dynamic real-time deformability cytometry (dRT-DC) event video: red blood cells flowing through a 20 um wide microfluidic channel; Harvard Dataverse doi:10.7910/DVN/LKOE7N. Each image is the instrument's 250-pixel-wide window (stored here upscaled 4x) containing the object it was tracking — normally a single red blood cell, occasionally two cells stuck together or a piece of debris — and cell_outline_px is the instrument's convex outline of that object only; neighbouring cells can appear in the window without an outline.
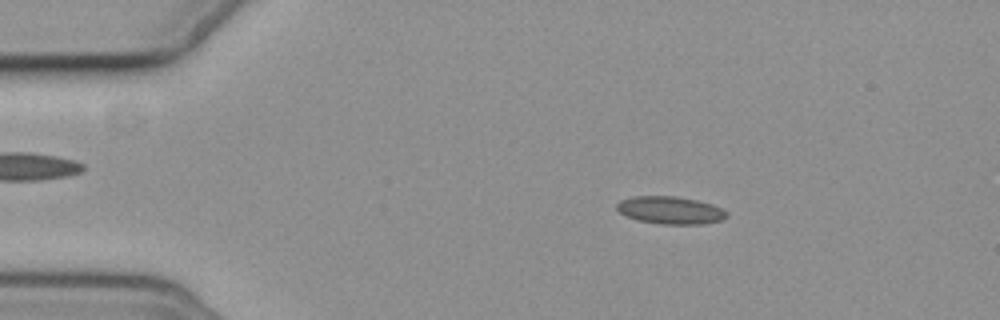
{"species": "common noctule bat (a hibernating species)", "species_latin": "Nyctalus noctula", "temperature_condition": "cold", "stored_images_in_passage": 6, "camera_frame_rate_fps": 3000, "um_per_image_px": 0.085, "animal": {"sex": "female", "body_mass_g": 19.3, "forearm_length_mm": 54.1}, "frame": {"image": 1, "passage_image": 3, "time_ms": 2.333, "image_size_px": [1000, 320], "cell_outline_px": [[728, 216], [720, 220], [700, 224], [660, 224], [636, 220], [620, 212], [616, 208], [616, 204], [620, 200], [632, 196], [676, 196], [696, 200], [712, 204], [728, 212]], "centroid_in_image_um": [56.95, 17.86], "position_along_channel_um": 28.0, "area_um2": 17.63}}